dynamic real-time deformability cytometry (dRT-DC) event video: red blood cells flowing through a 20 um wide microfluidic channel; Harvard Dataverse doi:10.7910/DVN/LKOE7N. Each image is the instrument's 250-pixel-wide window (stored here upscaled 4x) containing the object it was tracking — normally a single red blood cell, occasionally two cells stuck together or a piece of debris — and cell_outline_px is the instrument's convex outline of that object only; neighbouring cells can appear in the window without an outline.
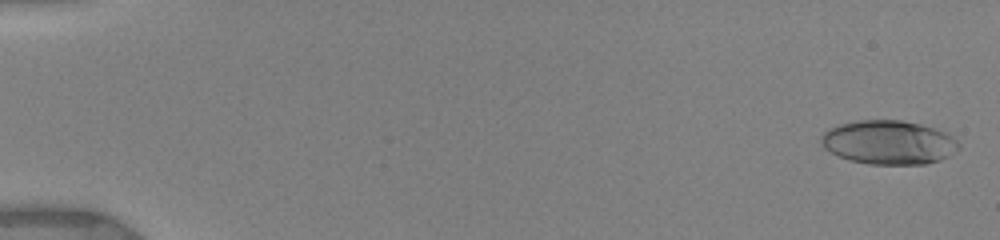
{"species": "human", "species_latin": "Homo sapiens", "temperature_condition": "warm", "stored_images_in_passage": 22, "camera_frame_rate_fps": 3000, "um_per_image_px": 0.085, "donor": {"sex": "female"}, "frame": {"image": 1, "passage_image": 2, "time_ms": 0.333, "image_size_px": [1000, 240], "cell_outline_px": [[960, 148], [948, 156], [940, 160], [924, 164], [868, 164], [848, 160], [824, 148], [820, 140], [820, 136], [828, 128], [840, 124], [856, 120], [900, 120], [920, 124], [944, 132], [952, 136], [960, 144]], "centroid_in_image_um": [75.52, 12.1], "position_along_channel_um": 9.5, "area_um2": 35.2}}
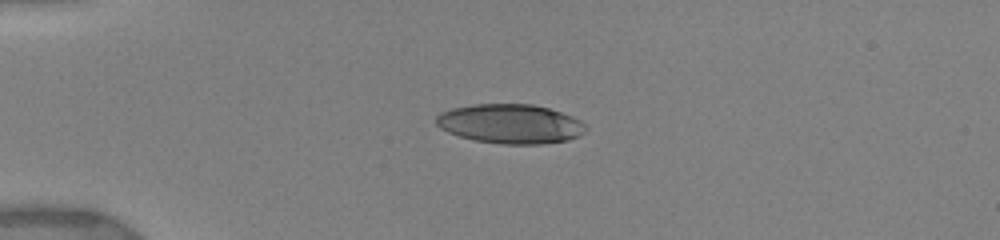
{"frame": {"image": 2, "passage_image": 14, "time_ms": 4.333, "image_size_px": [1000, 240], "cell_outline_px": [[588, 128], [584, 132], [568, 140], [544, 144], [500, 144], [476, 140], [460, 136], [448, 132], [440, 128], [436, 124], [436, 116], [440, 112], [452, 108], [472, 104], [532, 104], [548, 108], [572, 116], [580, 120]], "centroid_in_image_um": [43.37, 10.52], "position_along_channel_um": 41.6, "area_um2": 34.33}}